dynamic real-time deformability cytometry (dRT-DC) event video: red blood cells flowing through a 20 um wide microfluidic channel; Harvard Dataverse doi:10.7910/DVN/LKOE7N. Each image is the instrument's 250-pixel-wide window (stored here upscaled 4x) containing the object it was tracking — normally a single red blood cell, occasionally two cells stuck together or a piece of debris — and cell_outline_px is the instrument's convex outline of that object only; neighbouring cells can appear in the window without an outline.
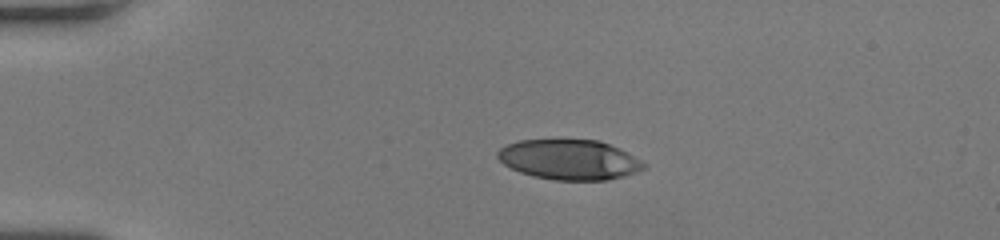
{"species": "human", "species_latin": "Homo sapiens", "temperature_condition": "room temperature", "stored_images_in_passage": 41, "camera_frame_rate_fps": 3000, "um_per_image_px": 0.085, "donor": {"sex": "female"}, "frame": {"image": 1, "passage_image": 1, "time_ms": 0.0, "image_size_px": [1000, 240], "cell_outline_px": [[644, 168], [636, 172], [624, 176], [608, 180], [552, 180], [532, 176], [520, 172], [504, 164], [496, 156], [496, 152], [500, 148], [508, 144], [520, 140], [600, 140], [620, 148], [644, 164]], "centroid_in_image_um": [48.36, 13.57], "position_along_channel_um": 36.6, "area_um2": 33.93}}
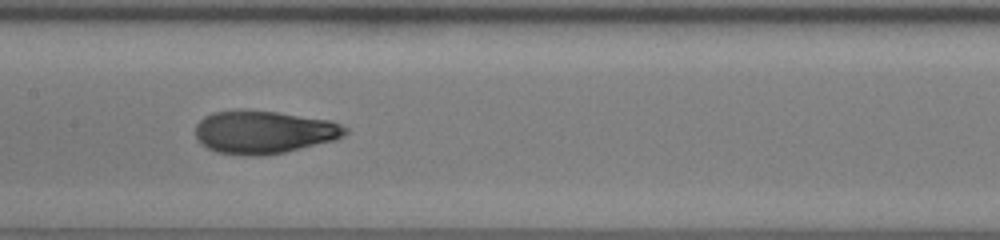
{"frame": {"image": 2, "passage_image": 16, "time_ms": 5.0, "image_size_px": [1000, 240], "cell_outline_px": [[348, 132], [344, 136], [336, 140], [284, 152], [260, 156], [244, 156], [216, 152], [200, 144], [196, 140], [196, 124], [204, 116], [212, 112], [240, 108], [276, 112], [332, 120], [348, 128]], "centroid_in_image_um": [22.41, 11.22], "position_along_channel_um": 185.0, "area_um2": 38.15}}
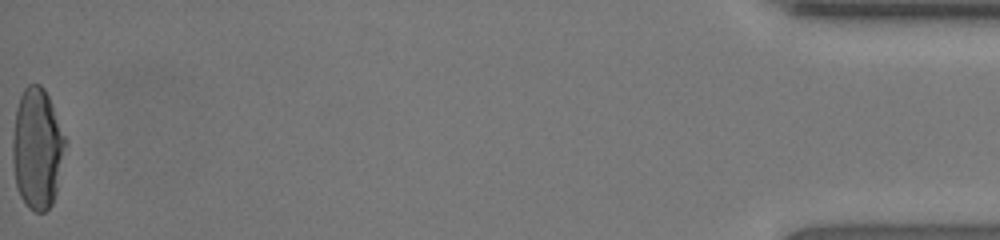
{"frame": {"image": 3, "passage_image": 41, "time_ms": 13.333, "image_size_px": [1000, 240], "cell_outline_px": [[68, 144], [56, 192], [52, 204], [44, 212], [36, 212], [28, 208], [20, 196], [16, 184], [12, 164], [12, 136], [16, 108], [20, 96], [24, 88], [28, 84], [40, 84], [44, 88], [48, 96], [68, 140]], "centroid_in_image_um": [3.18, 12.62], "position_along_channel_um": 432.0, "area_um2": 37.8}, "authors_computed_cell_mechanics": {"area_um2": 36.7608, "velocity_mm_per_s": 4.0888, "shape_relaxation_time_tau1_ms": 7.7056, "shape_relaxation_time_tau2_ms": 0.8554, "deformation_change_tau1": 0.3175, "deformation_change_tau2": 0.062}}